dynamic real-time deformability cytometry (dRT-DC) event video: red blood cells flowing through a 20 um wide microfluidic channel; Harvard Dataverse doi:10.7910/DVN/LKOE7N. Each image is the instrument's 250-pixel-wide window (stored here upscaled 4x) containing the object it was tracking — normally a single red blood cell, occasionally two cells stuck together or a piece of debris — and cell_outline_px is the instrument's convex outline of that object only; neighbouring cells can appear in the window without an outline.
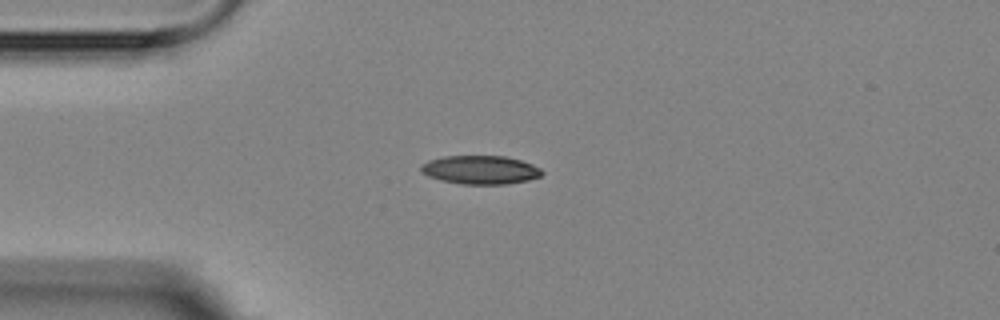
{"species": "Egyptian fruit bat (a non-hibernating species)", "species_latin": "Rousettus aegyptiacus", "temperature_condition": "room temperature", "stored_images_in_passage": 3, "camera_frame_rate_fps": 3000, "um_per_image_px": 0.085, "animal": {"sex": "female"}, "frame": {"image": 1, "passage_image": 1, "time_ms": 0.0, "image_size_px": [1000, 320], "cell_outline_px": [[544, 172], [540, 176], [528, 180], [508, 184], [460, 184], [440, 180], [428, 176], [420, 172], [420, 164], [428, 160], [444, 156], [508, 156], [532, 164], [540, 168]], "centroid_in_image_um": [40.8, 14.43], "position_along_channel_um": 44.2, "area_um2": 20.35}}
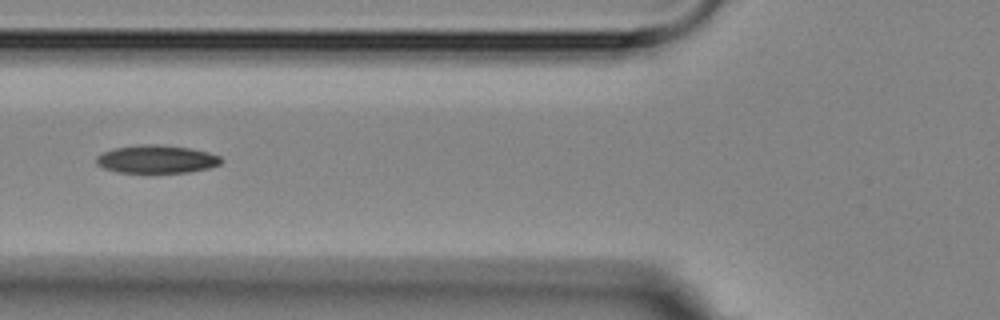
{"frame": {"image": 2, "passage_image": 3, "time_ms": 2.333, "image_size_px": [1000, 320], "cell_outline_px": [[224, 160], [220, 164], [208, 168], [188, 172], [116, 172], [104, 168], [96, 164], [96, 156], [112, 148], [140, 144], [156, 144], [188, 148], [208, 152], [220, 156]], "centroid_in_image_um": [13.29, 13.52], "position_along_channel_um": 112.5, "area_um2": 20.35}}